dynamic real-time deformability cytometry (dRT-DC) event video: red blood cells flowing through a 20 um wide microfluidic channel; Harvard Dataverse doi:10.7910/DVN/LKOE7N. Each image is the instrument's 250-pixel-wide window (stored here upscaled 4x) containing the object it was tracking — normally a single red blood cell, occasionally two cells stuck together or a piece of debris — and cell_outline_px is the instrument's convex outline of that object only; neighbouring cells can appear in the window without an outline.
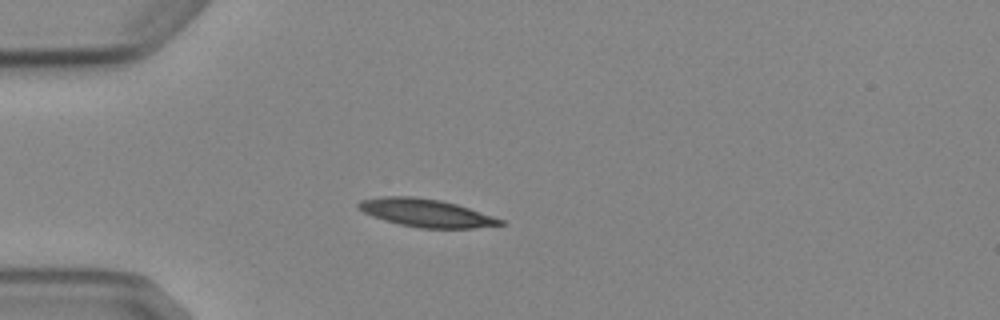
{"species": "Egyptian fruit bat (a non-hibernating species)", "species_latin": "Rousettus aegyptiacus", "temperature_condition": "cold", "stored_images_in_passage": 4, "camera_frame_rate_fps": 3000, "um_per_image_px": 0.085, "animal": {"sex": "female"}, "frame": {"image": 1, "passage_image": 3, "time_ms": 2.667, "image_size_px": [1000, 320], "cell_outline_px": [[504, 224], [472, 228], [420, 228], [400, 224], [384, 220], [372, 216], [356, 208], [356, 204], [360, 200], [384, 196], [416, 196], [440, 200], [456, 204], [504, 220]], "centroid_in_image_um": [36.16, 18.09], "position_along_channel_um": 48.8, "area_um2": 22.95}}